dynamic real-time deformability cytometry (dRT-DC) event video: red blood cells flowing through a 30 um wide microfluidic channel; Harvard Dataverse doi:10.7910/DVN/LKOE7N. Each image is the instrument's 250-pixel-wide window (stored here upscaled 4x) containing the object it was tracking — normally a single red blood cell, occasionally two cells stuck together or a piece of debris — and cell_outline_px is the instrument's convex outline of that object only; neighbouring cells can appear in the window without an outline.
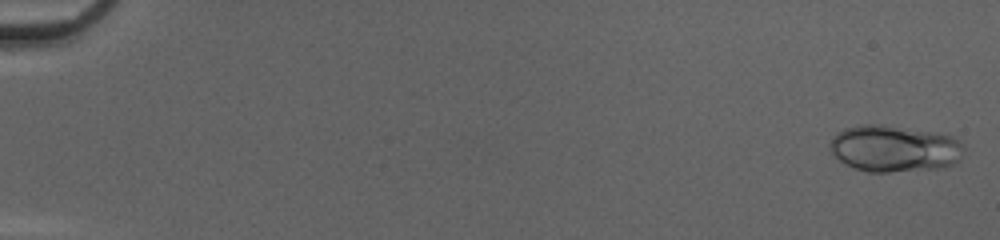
{"species": "common noctule bat (a hibernating species)", "species_latin": "Nyctalus noctula", "temperature_condition": "cold", "stored_images_in_passage": 51, "camera_frame_rate_fps": 3000, "um_per_image_px": 0.085, "animal": {"sex": "female", "body_mass_g": 20.0, "forearm_length_mm": 54.0}, "frame": {"image": 1, "passage_image": 2, "time_ms": 0.333, "image_size_px": [1000, 240], "cell_outline_px": [[964, 148], [960, 160], [956, 164], [944, 168], [888, 172], [868, 172], [856, 168], [840, 160], [832, 152], [832, 136], [836, 132], [844, 128], [864, 124], [876, 124], [932, 132], [952, 136], [960, 140], [964, 144]], "centroid_in_image_um": [76.08, 12.64], "position_along_channel_um": 8.9, "area_um2": 36.3}}
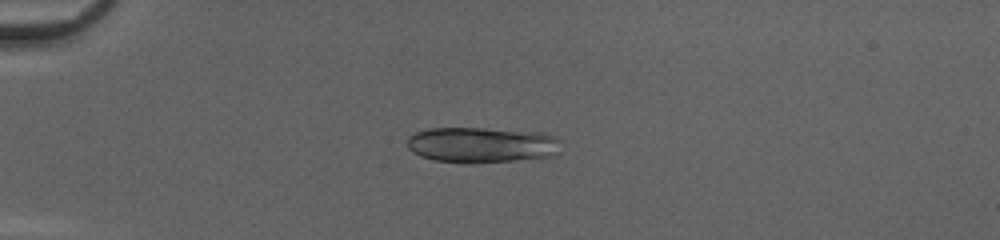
{"frame": {"image": 2, "passage_image": 15, "time_ms": 4.667, "image_size_px": [1000, 240], "cell_outline_px": [[560, 152], [556, 156], [472, 164], [468, 164], [436, 160], [420, 156], [412, 152], [408, 148], [408, 136], [416, 132], [428, 128], [484, 128], [540, 132], [556, 136], [560, 140]], "centroid_in_image_um": [40.98, 12.32], "position_along_channel_um": 44.0, "area_um2": 32.37}}